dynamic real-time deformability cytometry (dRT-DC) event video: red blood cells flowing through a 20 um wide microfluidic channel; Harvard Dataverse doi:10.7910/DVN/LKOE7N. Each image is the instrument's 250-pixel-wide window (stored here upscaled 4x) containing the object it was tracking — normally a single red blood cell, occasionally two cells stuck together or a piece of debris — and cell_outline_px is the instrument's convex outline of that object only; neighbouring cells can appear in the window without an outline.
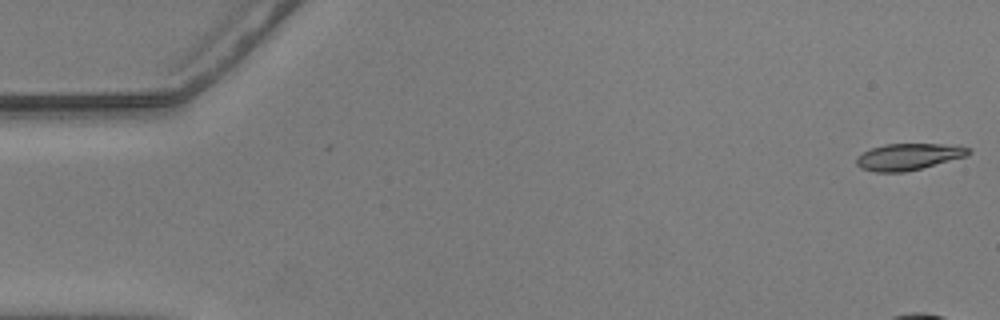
{"species": "common noctule bat (a hibernating species)", "species_latin": "Nyctalus noctula", "temperature_condition": "warm", "stored_images_in_passage": 11, "camera_frame_rate_fps": 3000, "um_per_image_px": 0.085, "animal": {"sex": "male", "body_mass_g": 20.5, "forearm_length_mm": 52.5}, "frame": {"image": 1, "passage_image": 1, "time_ms": 0.0, "image_size_px": [1000, 320], "cell_outline_px": [[972, 152], [964, 156], [920, 168], [904, 172], [876, 172], [860, 168], [856, 164], [856, 156], [872, 148], [884, 144], [940, 144], [972, 148]], "centroid_in_image_um": [77.16, 13.32], "position_along_channel_um": 7.8, "area_um2": 17.05}}